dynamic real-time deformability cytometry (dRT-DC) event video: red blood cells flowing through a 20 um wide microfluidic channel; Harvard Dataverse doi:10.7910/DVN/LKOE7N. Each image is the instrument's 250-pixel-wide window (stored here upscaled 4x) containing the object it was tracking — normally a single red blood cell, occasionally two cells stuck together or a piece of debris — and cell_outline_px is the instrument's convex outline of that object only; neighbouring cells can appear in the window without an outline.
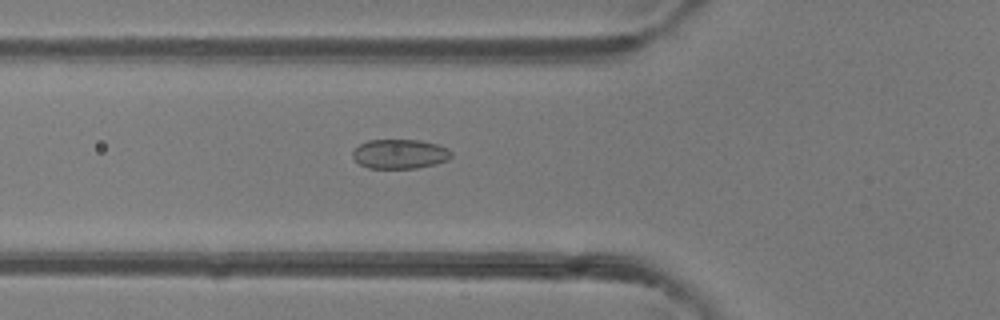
{"species": "common noctule bat (a hibernating species)", "species_latin": "Nyctalus noctula", "temperature_condition": "room temperature", "stored_images_in_passage": 32, "camera_frame_rate_fps": 3000, "um_per_image_px": 0.085, "animal": {"sex": "female"}, "frame": {"image": 1, "passage_image": 2, "time_ms": 0.333, "image_size_px": [1000, 320], "cell_outline_px": [[452, 156], [448, 160], [436, 164], [416, 168], [368, 168], [360, 164], [352, 156], [352, 152], [360, 144], [368, 140], [420, 140], [436, 144], [448, 148], [452, 152]], "centroid_in_image_um": [34.01, 13.09], "position_along_channel_um": 91.8, "area_um2": 16.94}}
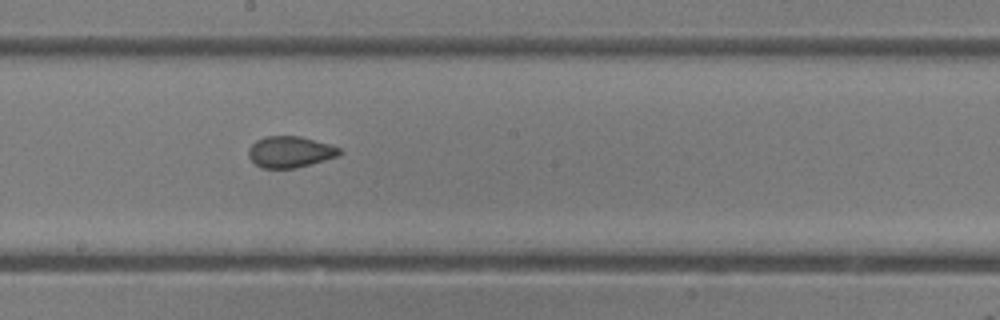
{"frame": {"image": 2, "passage_image": 11, "time_ms": 3.333, "image_size_px": [1000, 320], "cell_outline_px": [[344, 152], [340, 156], [312, 164], [296, 168], [264, 168], [256, 164], [248, 156], [248, 148], [256, 140], [268, 136], [300, 136], [328, 144], [340, 148]], "centroid_in_image_um": [24.69, 12.91], "position_along_channel_um": 223.5, "area_um2": 16.65}}
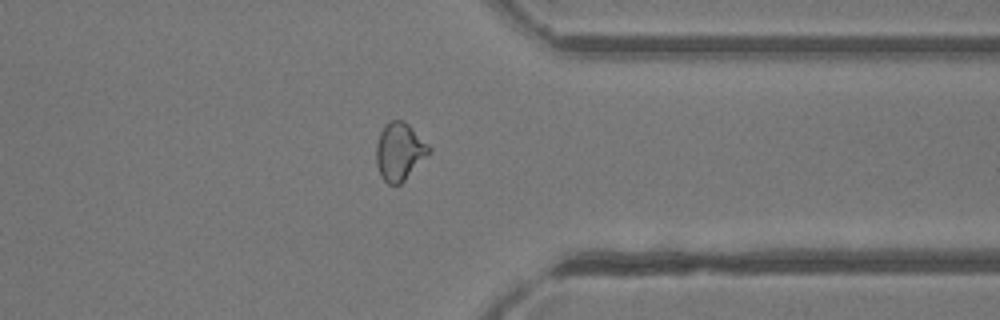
{"frame": {"image": 3, "passage_image": 22, "time_ms": 7.0, "image_size_px": [1000, 320], "cell_outline_px": [[432, 152], [400, 184], [388, 184], [380, 176], [376, 164], [376, 144], [380, 132], [384, 124], [388, 120], [404, 120], [432, 148]], "centroid_in_image_um": [33.95, 12.87], "position_along_channel_um": 377.4, "area_um2": 17.92}}